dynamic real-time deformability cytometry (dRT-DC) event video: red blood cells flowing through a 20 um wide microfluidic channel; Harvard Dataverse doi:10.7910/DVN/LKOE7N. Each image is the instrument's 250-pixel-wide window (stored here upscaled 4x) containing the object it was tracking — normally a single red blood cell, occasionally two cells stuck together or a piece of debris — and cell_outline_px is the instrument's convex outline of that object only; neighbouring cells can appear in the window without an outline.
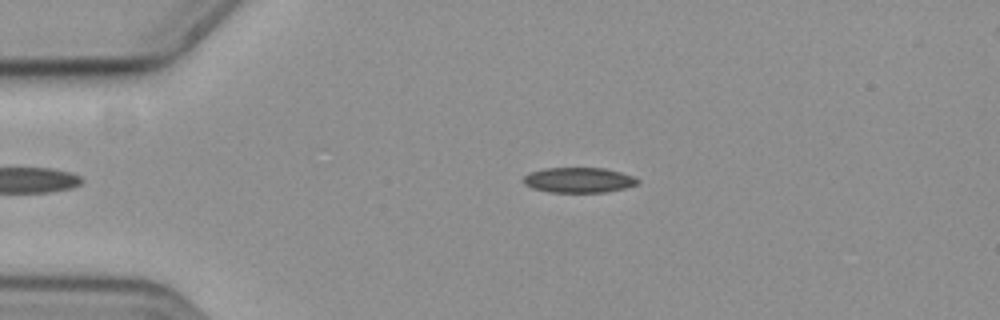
{"species": "common noctule bat (a hibernating species)", "species_latin": "Nyctalus noctula", "temperature_condition": "cold", "stored_images_in_passage": 42, "camera_frame_rate_fps": 3000, "um_per_image_px": 0.085, "animal": {"sex": "female", "body_mass_g": 19.3, "forearm_length_mm": 54.1}, "frame": {"image": 1, "passage_image": 3, "time_ms": 0.667, "image_size_px": [1000, 320], "cell_outline_px": [[640, 184], [624, 188], [604, 192], [552, 192], [532, 188], [524, 184], [524, 176], [528, 172], [544, 168], [604, 168], [620, 172], [632, 176], [640, 180]], "centroid_in_image_um": [49.19, 15.3], "position_along_channel_um": 35.8, "area_um2": 16.76}}
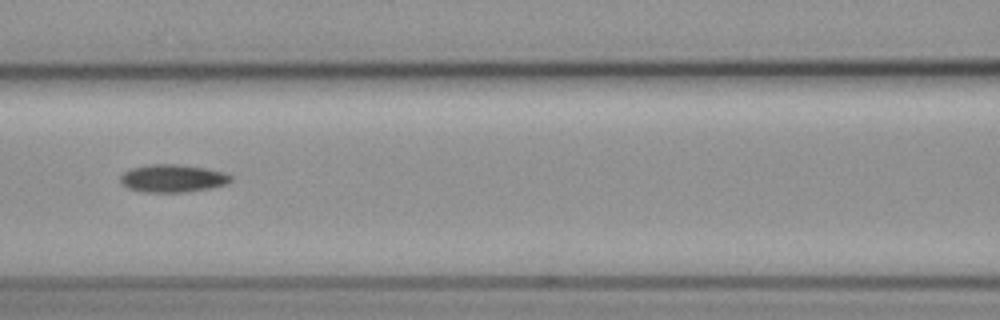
{"frame": {"image": 2, "passage_image": 16, "time_ms": 5.0, "image_size_px": [1000, 320], "cell_outline_px": [[232, 180], [224, 184], [208, 188], [184, 192], [148, 192], [128, 188], [120, 180], [120, 176], [124, 172], [132, 168], [144, 164], [176, 164], [208, 168], [224, 172], [232, 176]], "centroid_in_image_um": [14.67, 15.14], "position_along_channel_um": 151.9, "area_um2": 17.74}}
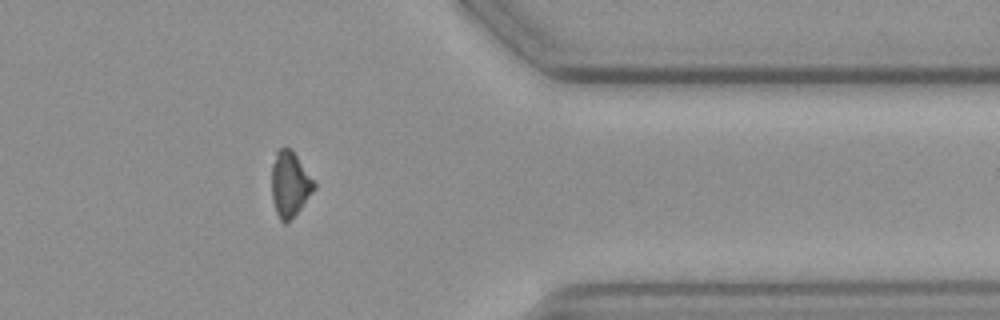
{"frame": {"image": 3, "passage_image": 37, "time_ms": 12.0, "image_size_px": [1000, 320], "cell_outline_px": [[316, 188], [300, 208], [284, 224], [280, 220], [276, 212], [272, 200], [272, 164], [276, 152], [280, 148], [288, 148], [296, 156], [316, 180]], "centroid_in_image_um": [24.65, 15.64], "position_along_channel_um": 386.8, "area_um2": 15.95}, "authors_computed_cell_mechanics": {"area_um2": 16.8198, "velocity_mm_per_s": 3.5921, "shape_relaxation_time_tau1_ms": 3.9255, "shape_relaxation_time_tau2_ms": null, "deformation_change_tau1": 0.0799, "deformation_change_tau2": null}}